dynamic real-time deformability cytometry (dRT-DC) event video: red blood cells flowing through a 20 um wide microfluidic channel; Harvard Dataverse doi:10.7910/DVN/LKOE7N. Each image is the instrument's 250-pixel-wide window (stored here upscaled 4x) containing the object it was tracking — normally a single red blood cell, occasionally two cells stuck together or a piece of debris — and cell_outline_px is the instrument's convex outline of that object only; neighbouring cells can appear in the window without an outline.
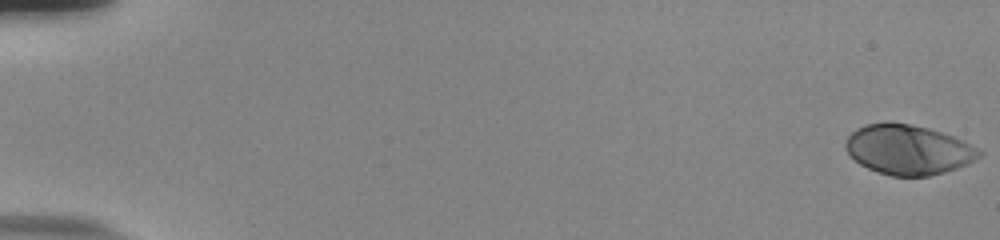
{"species": "human", "species_latin": "Homo sapiens", "temperature_condition": "room temperature", "stored_images_in_passage": 55, "camera_frame_rate_fps": 3000, "um_per_image_px": 0.085, "donor": {"sex": "male"}, "frame": {"image": 1, "passage_image": 1, "time_ms": 0.0, "image_size_px": [1000, 240], "cell_outline_px": [[984, 152], [980, 156], [968, 164], [944, 172], [928, 176], [892, 176], [876, 172], [860, 164], [844, 148], [844, 144], [848, 136], [856, 128], [864, 124], [908, 124], [928, 128], [964, 140]], "centroid_in_image_um": [77.21, 12.74], "position_along_channel_um": 7.8, "area_um2": 38.38}}
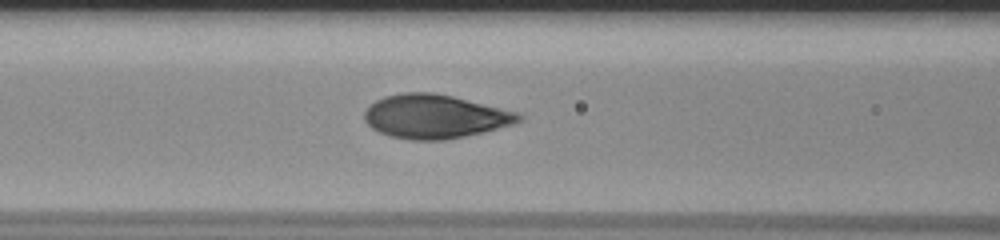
{"frame": {"image": 2, "passage_image": 25, "time_ms": 8.0, "image_size_px": [1000, 240], "cell_outline_px": [[524, 120], [512, 124], [484, 132], [444, 140], [412, 140], [392, 136], [380, 132], [372, 128], [364, 120], [364, 112], [368, 104], [384, 96], [404, 92], [432, 92], [452, 96], [520, 112], [524, 116]], "centroid_in_image_um": [36.98, 9.89], "position_along_channel_um": 129.6, "area_um2": 39.54}}
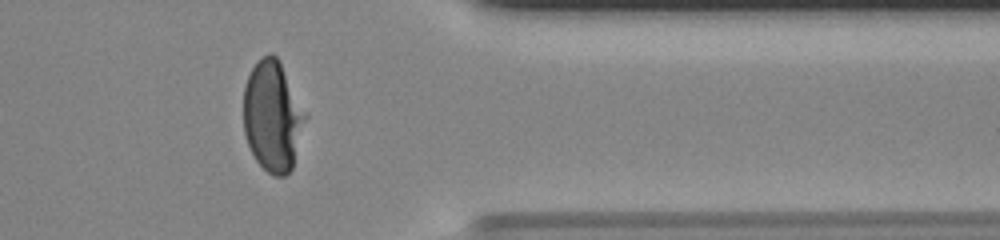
{"frame": {"image": 3, "passage_image": 46, "time_ms": 15.0, "image_size_px": [1000, 240], "cell_outline_px": [[308, 116], [292, 168], [284, 176], [276, 176], [268, 172], [256, 160], [248, 144], [244, 132], [244, 88], [248, 76], [252, 68], [268, 52], [272, 52], [276, 56]], "centroid_in_image_um": [23.18, 9.9], "position_along_channel_um": 388.2, "area_um2": 39.42}, "authors_computed_cell_mechanics": {"area_um2": 39.0728, "velocity_mm_per_s": 3.8374, "shape_relaxation_time_tau1_ms": 4.0313, "shape_relaxation_time_tau2_ms": null, "deformation_change_tau1": 0.2304, "deformation_change_tau2": null}}